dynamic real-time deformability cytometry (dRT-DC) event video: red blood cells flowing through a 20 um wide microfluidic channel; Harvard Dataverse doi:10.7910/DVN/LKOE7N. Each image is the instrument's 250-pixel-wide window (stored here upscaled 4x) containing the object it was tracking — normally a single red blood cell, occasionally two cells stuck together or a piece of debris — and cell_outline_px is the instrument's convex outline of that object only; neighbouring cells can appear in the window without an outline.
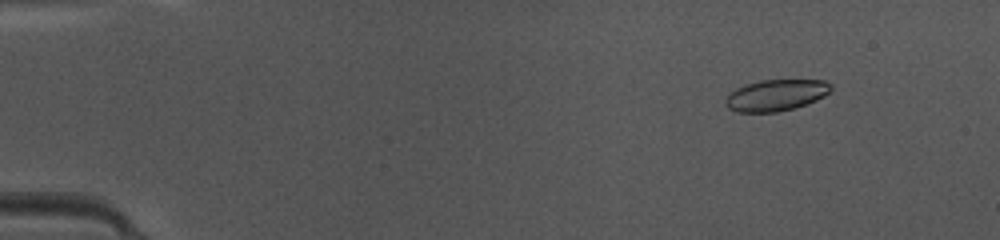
{"species": "common noctule bat (a hibernating species)", "species_latin": "Nyctalus noctula", "temperature_condition": "warm", "stored_images_in_passage": 48, "camera_frame_rate_fps": 3000, "um_per_image_px": 0.085, "animal": {"sex": "female", "body_mass_g": 10.0, "forearm_length_mm": 53.1}, "frame": {"image": 1, "passage_image": 6, "time_ms": 1.667, "image_size_px": [1000, 240], "cell_outline_px": [[832, 88], [824, 96], [816, 100], [792, 108], [776, 112], [736, 112], [728, 108], [724, 104], [724, 100], [736, 88], [744, 84], [760, 80], [824, 80], [832, 84]], "centroid_in_image_um": [65.93, 8.08], "position_along_channel_um": 19.1, "area_um2": 19.19}}
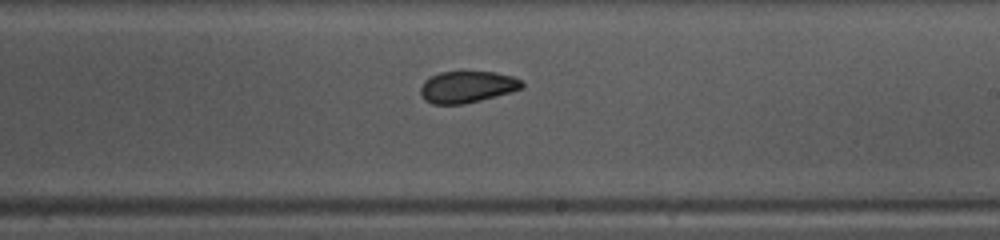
{"frame": {"image": 2, "passage_image": 29, "time_ms": 9.333, "image_size_px": [1000, 240], "cell_outline_px": [[524, 88], [512, 92], [464, 104], [432, 104], [424, 100], [420, 92], [420, 88], [424, 80], [440, 72], [496, 72], [512, 76], [524, 80]], "centroid_in_image_um": [39.74, 7.39], "position_along_channel_um": 249.3, "area_um2": 18.84}}
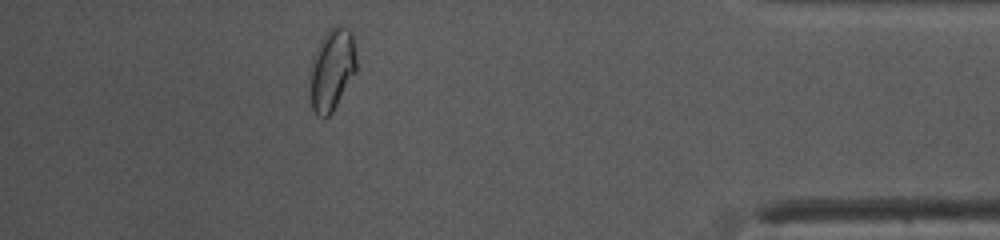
{"frame": {"image": 3, "passage_image": 43, "time_ms": 14.0, "image_size_px": [1000, 240], "cell_outline_px": [[356, 72], [332, 112], [328, 116], [316, 116], [312, 108], [308, 80], [308, 72], [312, 56], [320, 40], [328, 28], [340, 24], [348, 28], [352, 32], [356, 60]], "centroid_in_image_um": [28.17, 5.88], "position_along_channel_um": 407.0, "area_um2": 22.72}, "authors_computed_cell_mechanics": {"area_um2": 19.5653, "velocity_mm_per_s": 4.2218, "shape_relaxation_time_tau1_ms": 4.4314, "shape_relaxation_time_tau2_ms": 3.5975, "deformation_change_tau1": 0.0995, "deformation_change_tau2": 0.0455}}